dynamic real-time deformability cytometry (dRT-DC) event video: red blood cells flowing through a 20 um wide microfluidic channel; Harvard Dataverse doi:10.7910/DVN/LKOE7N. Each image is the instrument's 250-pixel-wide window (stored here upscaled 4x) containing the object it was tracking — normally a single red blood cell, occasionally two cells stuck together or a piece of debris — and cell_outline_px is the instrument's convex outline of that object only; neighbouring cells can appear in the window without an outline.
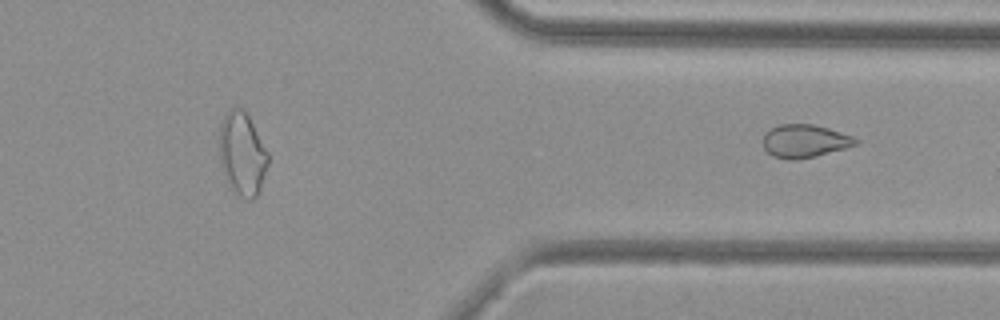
{"species": "common noctule bat (a hibernating species)", "species_latin": "Nyctalus noctula", "temperature_condition": "cold", "stored_images_in_passage": 44, "segment_of_instrument_passage": [2, 2], "camera_frame_rate_fps": 3000, "um_per_image_px": 0.085, "animal": {"sex": "female", "body_mass_g": 29.2, "forearm_length_mm": 56.3}, "frame": {"image": 1, "passage_image": 44, "time_ms": 14.333, "image_size_px": [1000, 320], "cell_outline_px": [[860, 140], [856, 144], [844, 148], [816, 156], [792, 160], [788, 160], [772, 156], [764, 148], [764, 132], [780, 124], [812, 124], [828, 128], [852, 136]], "centroid_in_image_um": [68.38, 11.99], "position_along_channel_um": 343.0, "area_um2": 17.69}}